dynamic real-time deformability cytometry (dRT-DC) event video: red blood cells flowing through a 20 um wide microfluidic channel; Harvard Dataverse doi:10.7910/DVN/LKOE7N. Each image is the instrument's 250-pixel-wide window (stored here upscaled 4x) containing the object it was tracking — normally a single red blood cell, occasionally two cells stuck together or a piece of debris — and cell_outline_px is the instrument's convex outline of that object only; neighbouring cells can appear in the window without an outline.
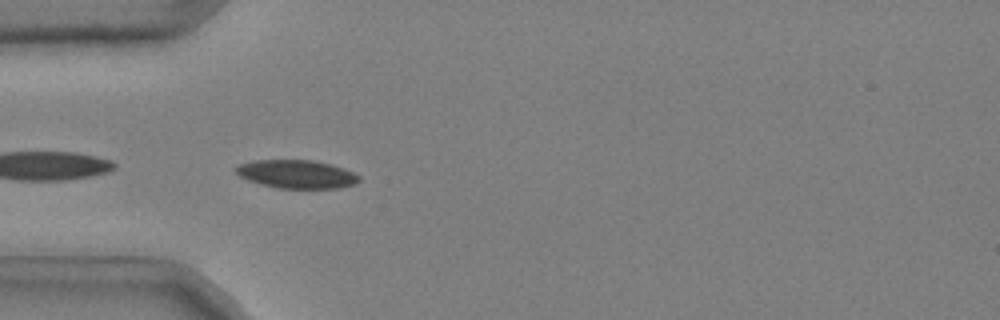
{"species": "common noctule bat (a hibernating species)", "species_latin": "Nyctalus noctula", "temperature_condition": "cold", "stored_images_in_passage": 38, "camera_frame_rate_fps": 3000, "um_per_image_px": 0.085, "animal": {"sex": "male", "body_mass_g": 20.4}, "frame": {"image": 1, "passage_image": 2, "time_ms": 0.333, "image_size_px": [1000, 320], "cell_outline_px": [[360, 180], [356, 184], [340, 188], [276, 188], [260, 184], [248, 180], [240, 176], [236, 172], [236, 164], [252, 160], [312, 160], [344, 168], [360, 176]], "centroid_in_image_um": [25.2, 14.8], "position_along_channel_um": 59.8, "area_um2": 20.4}}
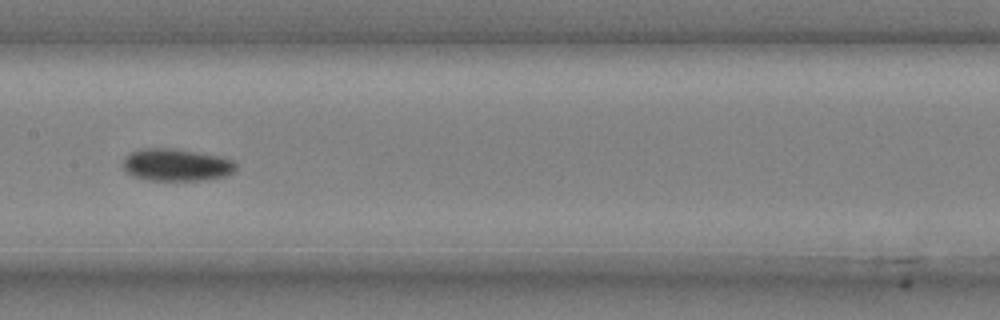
{"frame": {"image": 2, "passage_image": 13, "time_ms": 4.0, "image_size_px": [1000, 320], "cell_outline_px": [[236, 168], [232, 172], [224, 176], [204, 180], [148, 180], [132, 176], [124, 168], [124, 156], [132, 152], [144, 148], [172, 148], [220, 156], [232, 160], [236, 164]], "centroid_in_image_um": [14.98, 14.01], "position_along_channel_um": 192.4, "area_um2": 21.1}}
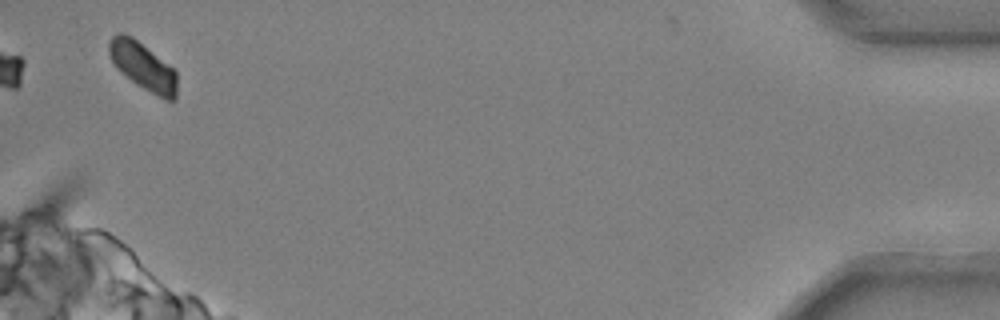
{"frame": {"image": 3, "passage_image": 37, "time_ms": 12.0, "image_size_px": [1000, 320], "cell_outline_px": [[176, 100], [168, 100], [136, 84], [116, 68], [108, 52], [108, 40], [116, 32], [124, 32], [132, 36], [172, 68], [176, 72]], "centroid_in_image_um": [12.1, 5.58], "position_along_channel_um": 423.1, "area_um2": 18.55}, "authors_computed_cell_mechanics": {"area_um2": 20.7213, "velocity_mm_per_s": 3.6923, "shape_relaxation_time_tau1_ms": 5.3213, "shape_relaxation_time_tau2_ms": null, "deformation_change_tau1": 0.1068, "deformation_change_tau2": null}}